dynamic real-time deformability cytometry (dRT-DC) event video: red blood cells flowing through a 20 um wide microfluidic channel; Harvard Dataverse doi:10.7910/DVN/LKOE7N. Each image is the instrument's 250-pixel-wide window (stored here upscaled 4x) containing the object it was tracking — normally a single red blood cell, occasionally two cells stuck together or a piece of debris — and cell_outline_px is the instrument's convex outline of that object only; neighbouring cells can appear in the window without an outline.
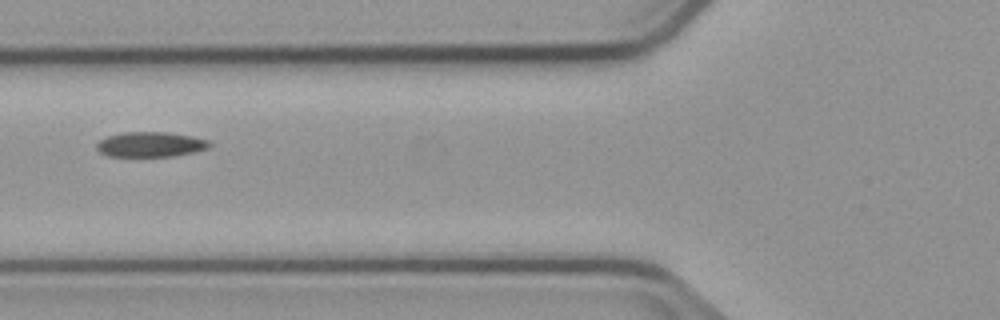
{"species": "common noctule bat (a hibernating species)", "species_latin": "Nyctalus noctula", "temperature_condition": "cold", "stored_images_in_passage": 8, "camera_frame_rate_fps": 3000, "um_per_image_px": 0.085, "animal": {"sex": "male", "body_mass_g": 23.1, "forearm_length_mm": 52.7}, "frame": {"image": 1, "passage_image": 5, "time_ms": 6.333, "image_size_px": [1000, 320], "cell_outline_px": [[212, 144], [208, 148], [196, 152], [172, 156], [108, 156], [100, 152], [96, 148], [96, 144], [100, 140], [108, 136], [124, 132], [164, 132], [192, 136], [208, 140]], "centroid_in_image_um": [12.81, 12.28], "position_along_channel_um": 113.0, "area_um2": 16.42}}
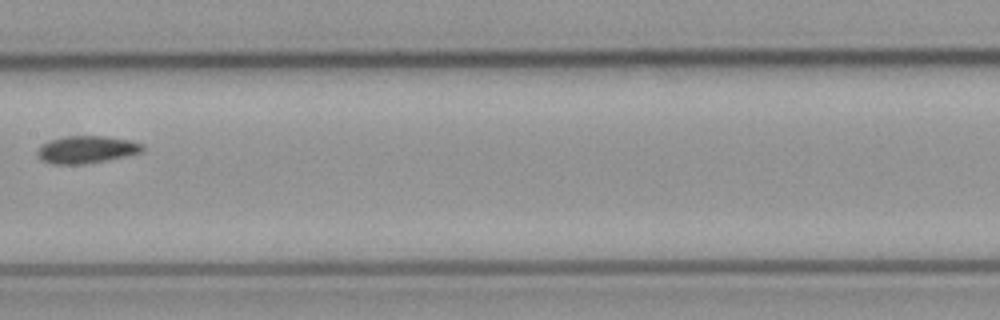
{"frame": {"image": 2, "passage_image": 7, "time_ms": 8.667, "image_size_px": [1000, 320], "cell_outline_px": [[144, 152], [128, 156], [108, 160], [84, 164], [52, 164], [40, 160], [36, 156], [36, 152], [40, 144], [64, 136], [104, 136], [128, 140], [144, 144]], "centroid_in_image_um": [7.35, 12.72], "position_along_channel_um": 200.1, "area_um2": 17.05}}
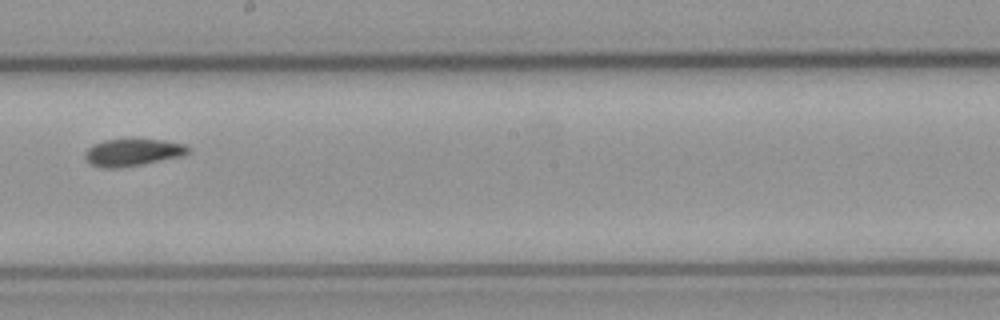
{"frame": {"image": 3, "passage_image": 8, "time_ms": 9.667, "image_size_px": [1000, 320], "cell_outline_px": [[188, 152], [184, 156], [144, 164], [120, 168], [100, 168], [88, 164], [84, 156], [84, 152], [92, 144], [104, 140], [164, 140], [184, 144], [188, 148]], "centroid_in_image_um": [11.23, 12.98], "position_along_channel_um": 237.0, "area_um2": 16.47}}